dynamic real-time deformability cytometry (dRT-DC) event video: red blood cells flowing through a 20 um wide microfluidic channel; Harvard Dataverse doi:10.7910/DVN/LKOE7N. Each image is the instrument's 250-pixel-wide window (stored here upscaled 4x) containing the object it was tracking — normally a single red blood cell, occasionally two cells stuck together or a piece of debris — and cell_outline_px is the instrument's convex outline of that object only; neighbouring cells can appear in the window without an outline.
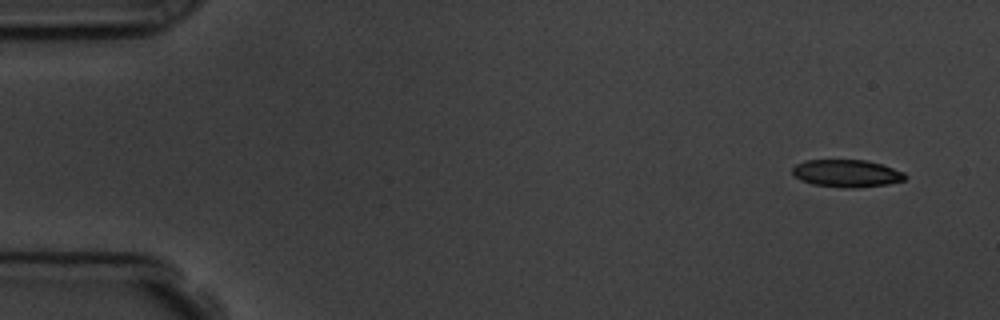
{"species": "common noctule bat (a hibernating species)", "species_latin": "Nyctalus noctula", "temperature_condition": "room temperature", "stored_images_in_passage": 5, "camera_frame_rate_fps": 3000, "um_per_image_px": 0.085, "animal": {"sex": "male", "body_mass_g": 19.5, "forearm_length_mm": 54.6}, "frame": {"image": 1, "passage_image": 1, "time_ms": 0.0, "image_size_px": [1000, 320], "cell_outline_px": [[908, 176], [904, 180], [888, 184], [856, 188], [840, 188], [812, 184], [800, 180], [792, 172], [792, 168], [796, 164], [804, 160], [868, 160], [904, 172]], "centroid_in_image_um": [71.96, 14.74], "position_along_channel_um": 13.0, "area_um2": 18.15}}
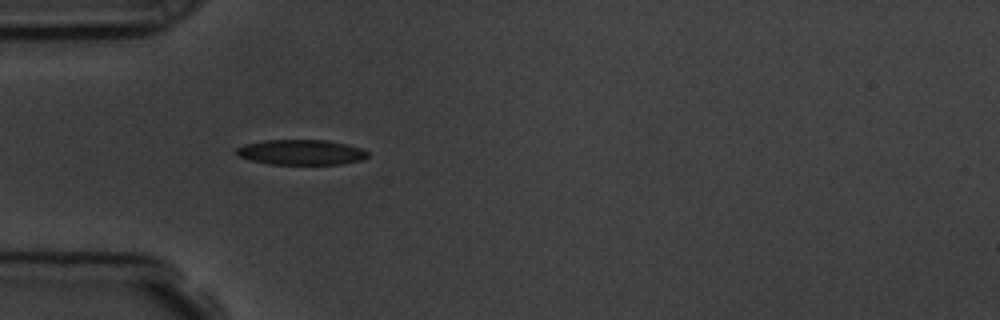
{"frame": {"image": 2, "passage_image": 5, "time_ms": 4.333, "image_size_px": [1000, 320], "cell_outline_px": [[368, 156], [364, 160], [340, 164], [268, 164], [236, 156], [236, 148], [244, 144], [264, 140], [328, 140], [360, 148], [368, 152]], "centroid_in_image_um": [25.57, 12.94], "position_along_channel_um": 59.4, "area_um2": 19.31}}